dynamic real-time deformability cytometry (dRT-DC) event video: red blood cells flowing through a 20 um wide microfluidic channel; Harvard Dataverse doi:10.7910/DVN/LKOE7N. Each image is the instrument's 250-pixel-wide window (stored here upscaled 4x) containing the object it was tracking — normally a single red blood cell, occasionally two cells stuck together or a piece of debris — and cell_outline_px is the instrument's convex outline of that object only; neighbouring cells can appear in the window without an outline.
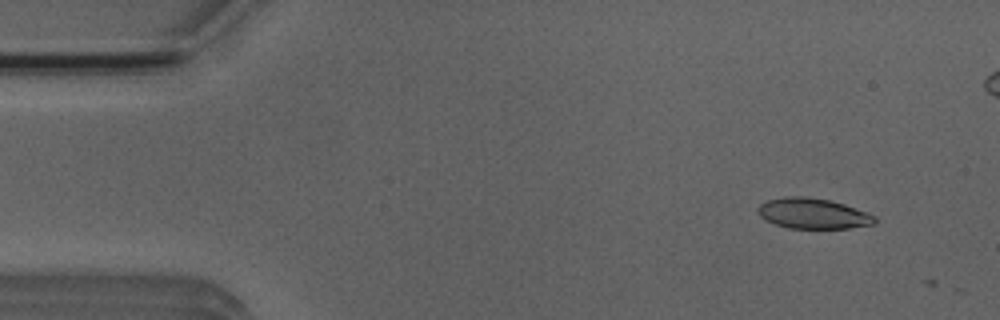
{"species": "Egyptian fruit bat (a non-hibernating species)", "species_latin": "Rousettus aegyptiacus", "temperature_condition": "room temperature", "stored_images_in_passage": 2, "camera_frame_rate_fps": 3000, "um_per_image_px": 0.085, "animal": {"sex": "male"}, "frame": {"image": 1, "passage_image": 1, "time_ms": 0.0, "image_size_px": [1000, 320], "cell_outline_px": [[876, 224], [848, 228], [788, 228], [764, 220], [760, 216], [756, 208], [760, 204], [768, 200], [784, 196], [800, 196], [828, 200], [844, 204], [876, 216]], "centroid_in_image_um": [69.08, 18.15], "position_along_channel_um": 15.9, "area_um2": 20.69}}